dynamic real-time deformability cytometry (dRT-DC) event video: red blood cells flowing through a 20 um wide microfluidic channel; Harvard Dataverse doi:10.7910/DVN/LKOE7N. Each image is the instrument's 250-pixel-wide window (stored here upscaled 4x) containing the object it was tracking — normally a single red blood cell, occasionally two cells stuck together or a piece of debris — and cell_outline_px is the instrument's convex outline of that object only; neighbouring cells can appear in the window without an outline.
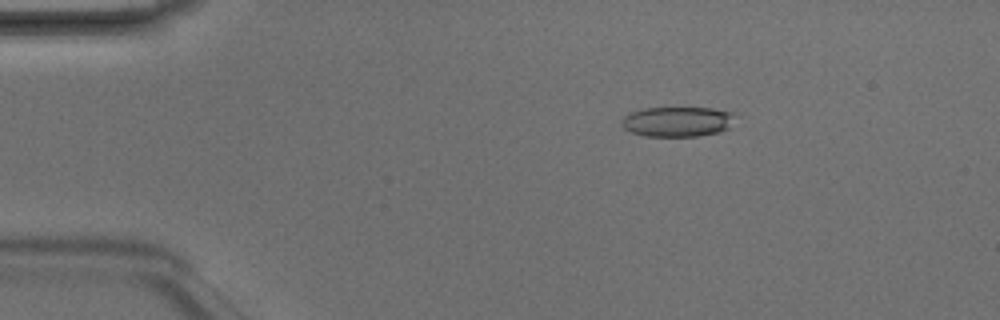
{"species": "Egyptian fruit bat (a non-hibernating species)", "species_latin": "Rousettus aegyptiacus", "temperature_condition": "room temperature", "stored_images_in_passage": 5, "camera_frame_rate_fps": 3000, "um_per_image_px": 0.085, "animal": {"sex": "male"}, "frame": {"image": 1, "passage_image": 3, "time_ms": 0.667, "image_size_px": [1000, 320], "cell_outline_px": [[736, 112], [728, 128], [716, 132], [696, 136], [644, 136], [632, 132], [624, 128], [620, 124], [620, 120], [628, 112], [644, 108], [712, 108]], "centroid_in_image_um": [57.53, 10.32], "position_along_channel_um": 27.5, "area_um2": 19.88}}
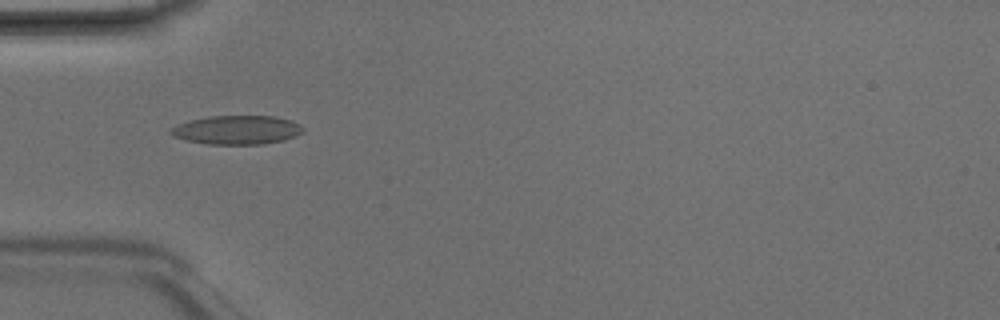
{"frame": {"image": 2, "passage_image": 5, "time_ms": 1.333, "image_size_px": [1000, 320], "cell_outline_px": [[304, 132], [296, 136], [284, 140], [264, 144], [208, 144], [188, 140], [172, 136], [168, 132], [168, 128], [176, 124], [188, 120], [208, 116], [276, 116], [292, 120], [300, 124], [304, 128]], "centroid_in_image_um": [20.13, 11.03], "position_along_channel_um": 64.9, "area_um2": 22.6}}